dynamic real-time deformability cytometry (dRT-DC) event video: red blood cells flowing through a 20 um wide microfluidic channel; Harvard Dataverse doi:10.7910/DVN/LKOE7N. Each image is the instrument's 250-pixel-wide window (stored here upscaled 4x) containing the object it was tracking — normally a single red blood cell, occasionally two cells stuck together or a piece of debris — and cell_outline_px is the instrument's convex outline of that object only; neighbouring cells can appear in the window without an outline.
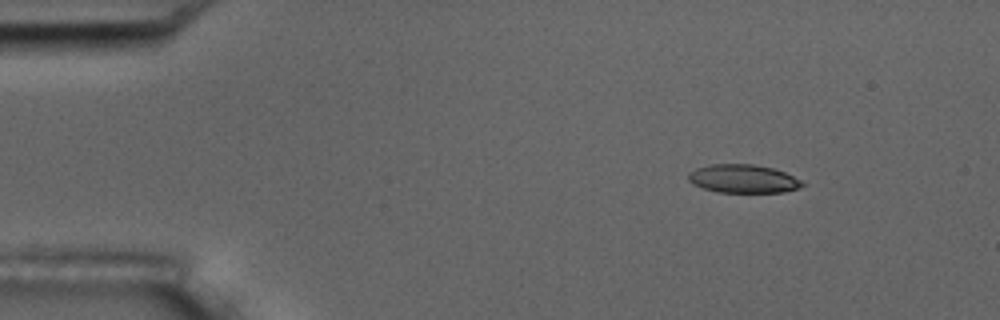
{"species": "common noctule bat (a hibernating species)", "species_latin": "Nyctalus noctula", "temperature_condition": "room temperature", "stored_images_in_passage": 5, "camera_frame_rate_fps": 3000, "um_per_image_px": 0.085, "animal": {"sex": "male", "body_mass_g": 17.5, "forearm_length_mm": 52.3}, "frame": {"image": 1, "passage_image": 1, "time_ms": 0.0, "image_size_px": [1000, 320], "cell_outline_px": [[808, 184], [800, 188], [784, 192], [716, 192], [692, 184], [688, 180], [688, 172], [696, 168], [712, 164], [752, 164], [772, 168], [784, 172]], "centroid_in_image_um": [63.17, 15.2], "position_along_channel_um": 21.8, "area_um2": 18.9}}
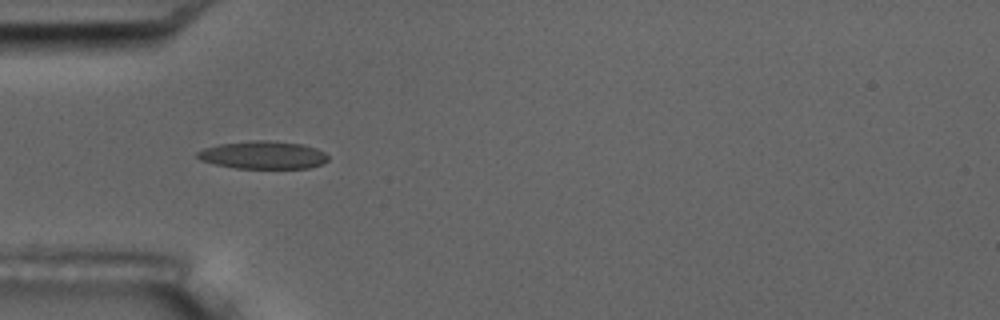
{"frame": {"image": 2, "passage_image": 4, "time_ms": 3.333, "image_size_px": [1000, 320], "cell_outline_px": [[328, 160], [320, 164], [308, 168], [236, 168], [216, 164], [200, 160], [196, 156], [196, 152], [204, 148], [220, 144], [256, 140], [264, 140], [300, 144], [316, 148], [324, 152], [328, 156]], "centroid_in_image_um": [22.34, 13.18], "position_along_channel_um": 62.7, "area_um2": 20.92}}